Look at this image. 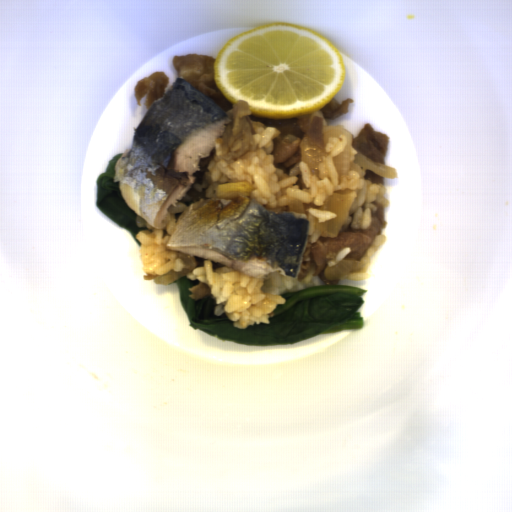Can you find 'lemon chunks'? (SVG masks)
<instances>
[{
	"mask_svg": "<svg viewBox=\"0 0 512 512\" xmlns=\"http://www.w3.org/2000/svg\"><path fill=\"white\" fill-rule=\"evenodd\" d=\"M212 72L233 105L245 101L251 117L284 121L330 103L345 82L346 65L339 50L316 31L271 22L225 42Z\"/></svg>",
	"mask_w": 512,
	"mask_h": 512,
	"instance_id": "lemon-chunks-1",
	"label": "lemon chunks"
}]
</instances>
